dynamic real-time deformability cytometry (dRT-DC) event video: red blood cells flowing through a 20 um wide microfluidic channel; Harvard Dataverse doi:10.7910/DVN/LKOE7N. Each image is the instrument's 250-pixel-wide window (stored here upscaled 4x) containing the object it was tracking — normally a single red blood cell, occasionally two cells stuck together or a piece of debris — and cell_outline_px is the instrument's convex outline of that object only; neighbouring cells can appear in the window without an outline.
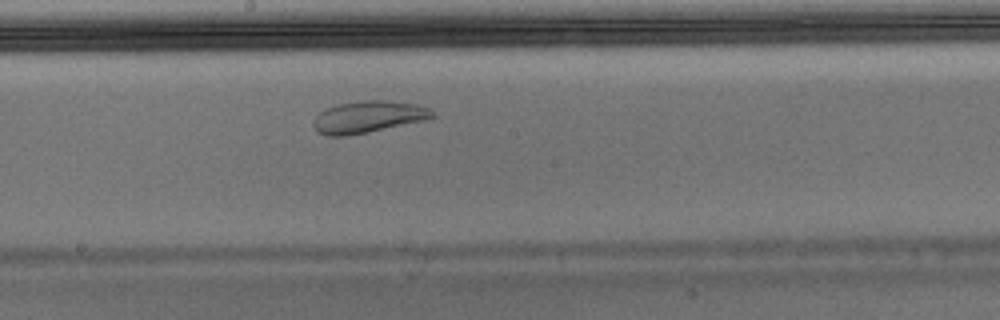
{"species": "Egyptian fruit bat (a non-hibernating species)", "species_latin": "Rousettus aegyptiacus", "temperature_condition": "warm", "stored_images_in_passage": 8, "camera_frame_rate_fps": 3000, "um_per_image_px": 0.085, "animal": {"sex": "male"}, "frame": {"image": 1, "passage_image": 7, "time_ms": 2.0, "image_size_px": [1000, 320], "cell_outline_px": [[436, 116], [424, 120], [368, 132], [348, 136], [328, 136], [316, 132], [312, 124], [316, 116], [324, 108], [336, 104], [364, 100], [384, 100], [416, 104], [428, 108]], "centroid_in_image_um": [31.23, 9.94], "position_along_channel_um": 217.0, "area_um2": 22.08}}